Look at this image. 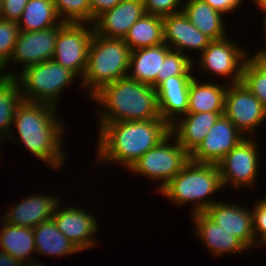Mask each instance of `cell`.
Segmentation results:
<instances>
[{"label":"cell","mask_w":266,"mask_h":266,"mask_svg":"<svg viewBox=\"0 0 266 266\" xmlns=\"http://www.w3.org/2000/svg\"><path fill=\"white\" fill-rule=\"evenodd\" d=\"M225 85L214 82L200 84L193 76L189 87L187 113L224 112L227 84Z\"/></svg>","instance_id":"23"},{"label":"cell","mask_w":266,"mask_h":266,"mask_svg":"<svg viewBox=\"0 0 266 266\" xmlns=\"http://www.w3.org/2000/svg\"><path fill=\"white\" fill-rule=\"evenodd\" d=\"M66 23L58 32L52 60L72 71L77 77L85 74L87 53L94 34L93 24Z\"/></svg>","instance_id":"8"},{"label":"cell","mask_w":266,"mask_h":266,"mask_svg":"<svg viewBox=\"0 0 266 266\" xmlns=\"http://www.w3.org/2000/svg\"><path fill=\"white\" fill-rule=\"evenodd\" d=\"M253 1L255 2V4H257L259 8H261L263 13H266V0H253Z\"/></svg>","instance_id":"40"},{"label":"cell","mask_w":266,"mask_h":266,"mask_svg":"<svg viewBox=\"0 0 266 266\" xmlns=\"http://www.w3.org/2000/svg\"><path fill=\"white\" fill-rule=\"evenodd\" d=\"M36 253L43 256H67L81 252L57 228L53 219L41 222L33 228Z\"/></svg>","instance_id":"26"},{"label":"cell","mask_w":266,"mask_h":266,"mask_svg":"<svg viewBox=\"0 0 266 266\" xmlns=\"http://www.w3.org/2000/svg\"><path fill=\"white\" fill-rule=\"evenodd\" d=\"M185 1L182 9L183 13L204 35L211 40H219L226 37L222 13L214 10L203 0Z\"/></svg>","instance_id":"24"},{"label":"cell","mask_w":266,"mask_h":266,"mask_svg":"<svg viewBox=\"0 0 266 266\" xmlns=\"http://www.w3.org/2000/svg\"><path fill=\"white\" fill-rule=\"evenodd\" d=\"M2 2H3V0H0V17H1V13H2Z\"/></svg>","instance_id":"44"},{"label":"cell","mask_w":266,"mask_h":266,"mask_svg":"<svg viewBox=\"0 0 266 266\" xmlns=\"http://www.w3.org/2000/svg\"><path fill=\"white\" fill-rule=\"evenodd\" d=\"M145 14L144 0H121L94 20V32L105 38L124 39L131 26Z\"/></svg>","instance_id":"16"},{"label":"cell","mask_w":266,"mask_h":266,"mask_svg":"<svg viewBox=\"0 0 266 266\" xmlns=\"http://www.w3.org/2000/svg\"><path fill=\"white\" fill-rule=\"evenodd\" d=\"M261 244L262 245H264V244L266 245V238L260 243V246H261Z\"/></svg>","instance_id":"45"},{"label":"cell","mask_w":266,"mask_h":266,"mask_svg":"<svg viewBox=\"0 0 266 266\" xmlns=\"http://www.w3.org/2000/svg\"><path fill=\"white\" fill-rule=\"evenodd\" d=\"M59 19L53 0H28L17 25L20 31H42L59 26Z\"/></svg>","instance_id":"28"},{"label":"cell","mask_w":266,"mask_h":266,"mask_svg":"<svg viewBox=\"0 0 266 266\" xmlns=\"http://www.w3.org/2000/svg\"><path fill=\"white\" fill-rule=\"evenodd\" d=\"M96 161L121 163L128 170L170 133L162 119L99 124Z\"/></svg>","instance_id":"2"},{"label":"cell","mask_w":266,"mask_h":266,"mask_svg":"<svg viewBox=\"0 0 266 266\" xmlns=\"http://www.w3.org/2000/svg\"><path fill=\"white\" fill-rule=\"evenodd\" d=\"M256 146L252 137H245L217 164L223 189L228 184L236 189L243 185L256 186L259 167V150Z\"/></svg>","instance_id":"9"},{"label":"cell","mask_w":266,"mask_h":266,"mask_svg":"<svg viewBox=\"0 0 266 266\" xmlns=\"http://www.w3.org/2000/svg\"><path fill=\"white\" fill-rule=\"evenodd\" d=\"M65 24L62 22L59 26L42 31H20L12 55L4 68L10 61L21 63L23 66L19 74L28 66L52 60L58 32Z\"/></svg>","instance_id":"12"},{"label":"cell","mask_w":266,"mask_h":266,"mask_svg":"<svg viewBox=\"0 0 266 266\" xmlns=\"http://www.w3.org/2000/svg\"><path fill=\"white\" fill-rule=\"evenodd\" d=\"M4 70H5L4 66L0 63V72H1L0 73V80H3V79H5L7 77V75L5 74V72H3Z\"/></svg>","instance_id":"43"},{"label":"cell","mask_w":266,"mask_h":266,"mask_svg":"<svg viewBox=\"0 0 266 266\" xmlns=\"http://www.w3.org/2000/svg\"><path fill=\"white\" fill-rule=\"evenodd\" d=\"M1 221L3 225L0 230L1 251L22 263L31 262L32 259L34 262V258H30L32 252L36 253L33 228L11 225L3 219Z\"/></svg>","instance_id":"25"},{"label":"cell","mask_w":266,"mask_h":266,"mask_svg":"<svg viewBox=\"0 0 266 266\" xmlns=\"http://www.w3.org/2000/svg\"><path fill=\"white\" fill-rule=\"evenodd\" d=\"M162 21L164 42L174 51L186 54L185 49H190L201 54L212 41L189 21L183 11L165 16Z\"/></svg>","instance_id":"17"},{"label":"cell","mask_w":266,"mask_h":266,"mask_svg":"<svg viewBox=\"0 0 266 266\" xmlns=\"http://www.w3.org/2000/svg\"><path fill=\"white\" fill-rule=\"evenodd\" d=\"M251 210L236 203L217 201L204 214L251 249V247L258 246L253 232V214Z\"/></svg>","instance_id":"15"},{"label":"cell","mask_w":266,"mask_h":266,"mask_svg":"<svg viewBox=\"0 0 266 266\" xmlns=\"http://www.w3.org/2000/svg\"><path fill=\"white\" fill-rule=\"evenodd\" d=\"M121 0H89L91 7V24L103 12L113 9Z\"/></svg>","instance_id":"37"},{"label":"cell","mask_w":266,"mask_h":266,"mask_svg":"<svg viewBox=\"0 0 266 266\" xmlns=\"http://www.w3.org/2000/svg\"><path fill=\"white\" fill-rule=\"evenodd\" d=\"M91 98L104 107L100 124L161 118L156 89L129 77L106 84Z\"/></svg>","instance_id":"3"},{"label":"cell","mask_w":266,"mask_h":266,"mask_svg":"<svg viewBox=\"0 0 266 266\" xmlns=\"http://www.w3.org/2000/svg\"><path fill=\"white\" fill-rule=\"evenodd\" d=\"M53 195L28 196L12 208L9 207L2 219L11 225L34 228L41 222L52 219L54 210L60 202L58 196Z\"/></svg>","instance_id":"19"},{"label":"cell","mask_w":266,"mask_h":266,"mask_svg":"<svg viewBox=\"0 0 266 266\" xmlns=\"http://www.w3.org/2000/svg\"><path fill=\"white\" fill-rule=\"evenodd\" d=\"M223 189L218 165L191 160L160 191L177 205L192 203V214L204 213L217 202L207 198ZM205 198V199H204ZM208 199V200H207ZM211 199V200H210Z\"/></svg>","instance_id":"4"},{"label":"cell","mask_w":266,"mask_h":266,"mask_svg":"<svg viewBox=\"0 0 266 266\" xmlns=\"http://www.w3.org/2000/svg\"><path fill=\"white\" fill-rule=\"evenodd\" d=\"M189 54L171 50L162 64V76H157V86L169 77L178 75H192L195 65Z\"/></svg>","instance_id":"32"},{"label":"cell","mask_w":266,"mask_h":266,"mask_svg":"<svg viewBox=\"0 0 266 266\" xmlns=\"http://www.w3.org/2000/svg\"><path fill=\"white\" fill-rule=\"evenodd\" d=\"M245 137L223 114L210 128L199 147L190 155V160L217 165Z\"/></svg>","instance_id":"14"},{"label":"cell","mask_w":266,"mask_h":266,"mask_svg":"<svg viewBox=\"0 0 266 266\" xmlns=\"http://www.w3.org/2000/svg\"><path fill=\"white\" fill-rule=\"evenodd\" d=\"M28 0H3L1 18L18 22Z\"/></svg>","instance_id":"36"},{"label":"cell","mask_w":266,"mask_h":266,"mask_svg":"<svg viewBox=\"0 0 266 266\" xmlns=\"http://www.w3.org/2000/svg\"><path fill=\"white\" fill-rule=\"evenodd\" d=\"M57 109L53 105L23 100L17 106L12 122L17 128L18 137L15 139L12 131L7 140L22 142L31 154L50 167L61 169L66 160L61 139L65 127L58 121Z\"/></svg>","instance_id":"1"},{"label":"cell","mask_w":266,"mask_h":266,"mask_svg":"<svg viewBox=\"0 0 266 266\" xmlns=\"http://www.w3.org/2000/svg\"><path fill=\"white\" fill-rule=\"evenodd\" d=\"M182 2H184V0H144V5L146 14H152L163 18L171 14L182 12Z\"/></svg>","instance_id":"34"},{"label":"cell","mask_w":266,"mask_h":266,"mask_svg":"<svg viewBox=\"0 0 266 266\" xmlns=\"http://www.w3.org/2000/svg\"><path fill=\"white\" fill-rule=\"evenodd\" d=\"M209 4L214 10L226 14H229L241 5L242 0H203Z\"/></svg>","instance_id":"38"},{"label":"cell","mask_w":266,"mask_h":266,"mask_svg":"<svg viewBox=\"0 0 266 266\" xmlns=\"http://www.w3.org/2000/svg\"><path fill=\"white\" fill-rule=\"evenodd\" d=\"M23 263L8 253L0 251V266H22Z\"/></svg>","instance_id":"39"},{"label":"cell","mask_w":266,"mask_h":266,"mask_svg":"<svg viewBox=\"0 0 266 266\" xmlns=\"http://www.w3.org/2000/svg\"><path fill=\"white\" fill-rule=\"evenodd\" d=\"M256 204L252 211L253 232L255 235L256 244L259 246L260 243L266 238V199L264 198L263 200H259Z\"/></svg>","instance_id":"35"},{"label":"cell","mask_w":266,"mask_h":266,"mask_svg":"<svg viewBox=\"0 0 266 266\" xmlns=\"http://www.w3.org/2000/svg\"><path fill=\"white\" fill-rule=\"evenodd\" d=\"M224 115L244 136L252 137L266 119V109L242 82H238L227 85Z\"/></svg>","instance_id":"10"},{"label":"cell","mask_w":266,"mask_h":266,"mask_svg":"<svg viewBox=\"0 0 266 266\" xmlns=\"http://www.w3.org/2000/svg\"><path fill=\"white\" fill-rule=\"evenodd\" d=\"M250 57L244 63L241 82L266 109V57L258 54Z\"/></svg>","instance_id":"30"},{"label":"cell","mask_w":266,"mask_h":266,"mask_svg":"<svg viewBox=\"0 0 266 266\" xmlns=\"http://www.w3.org/2000/svg\"><path fill=\"white\" fill-rule=\"evenodd\" d=\"M20 89L15 77L0 80V140L11 133L17 106L23 101Z\"/></svg>","instance_id":"29"},{"label":"cell","mask_w":266,"mask_h":266,"mask_svg":"<svg viewBox=\"0 0 266 266\" xmlns=\"http://www.w3.org/2000/svg\"><path fill=\"white\" fill-rule=\"evenodd\" d=\"M224 112L187 113L170 125V133L191 155Z\"/></svg>","instance_id":"20"},{"label":"cell","mask_w":266,"mask_h":266,"mask_svg":"<svg viewBox=\"0 0 266 266\" xmlns=\"http://www.w3.org/2000/svg\"><path fill=\"white\" fill-rule=\"evenodd\" d=\"M194 75H178L163 80L155 89L160 117L170 126L187 114L188 95Z\"/></svg>","instance_id":"18"},{"label":"cell","mask_w":266,"mask_h":266,"mask_svg":"<svg viewBox=\"0 0 266 266\" xmlns=\"http://www.w3.org/2000/svg\"><path fill=\"white\" fill-rule=\"evenodd\" d=\"M172 49L165 43L131 51L127 77L157 87V76H162V64ZM132 72H131V71Z\"/></svg>","instance_id":"21"},{"label":"cell","mask_w":266,"mask_h":266,"mask_svg":"<svg viewBox=\"0 0 266 266\" xmlns=\"http://www.w3.org/2000/svg\"><path fill=\"white\" fill-rule=\"evenodd\" d=\"M124 42L131 51L165 43L162 17L145 14L131 26Z\"/></svg>","instance_id":"27"},{"label":"cell","mask_w":266,"mask_h":266,"mask_svg":"<svg viewBox=\"0 0 266 266\" xmlns=\"http://www.w3.org/2000/svg\"><path fill=\"white\" fill-rule=\"evenodd\" d=\"M236 44L227 36L212 40L201 53L199 67L202 71H209L210 76L212 73L214 76L232 78L230 84L241 82L243 66L249 54Z\"/></svg>","instance_id":"11"},{"label":"cell","mask_w":266,"mask_h":266,"mask_svg":"<svg viewBox=\"0 0 266 266\" xmlns=\"http://www.w3.org/2000/svg\"><path fill=\"white\" fill-rule=\"evenodd\" d=\"M60 204V202L57 204L52 217L58 230L80 251L98 245L93 237L99 229L95 215L76 206H68L59 210Z\"/></svg>","instance_id":"13"},{"label":"cell","mask_w":266,"mask_h":266,"mask_svg":"<svg viewBox=\"0 0 266 266\" xmlns=\"http://www.w3.org/2000/svg\"><path fill=\"white\" fill-rule=\"evenodd\" d=\"M6 75L15 77L19 82L24 101L45 103L55 107L62 90L77 77L54 60L28 66L19 74L17 71H9Z\"/></svg>","instance_id":"6"},{"label":"cell","mask_w":266,"mask_h":266,"mask_svg":"<svg viewBox=\"0 0 266 266\" xmlns=\"http://www.w3.org/2000/svg\"><path fill=\"white\" fill-rule=\"evenodd\" d=\"M19 32L17 22L0 17V63L3 66L12 55Z\"/></svg>","instance_id":"33"},{"label":"cell","mask_w":266,"mask_h":266,"mask_svg":"<svg viewBox=\"0 0 266 266\" xmlns=\"http://www.w3.org/2000/svg\"><path fill=\"white\" fill-rule=\"evenodd\" d=\"M263 24H264V27H265V33H266V15L264 16V19H263ZM266 35V34H265ZM266 38V37H265ZM255 54H258V55H261V56H264L266 57V49H263V50H259L258 52H256Z\"/></svg>","instance_id":"41"},{"label":"cell","mask_w":266,"mask_h":266,"mask_svg":"<svg viewBox=\"0 0 266 266\" xmlns=\"http://www.w3.org/2000/svg\"><path fill=\"white\" fill-rule=\"evenodd\" d=\"M169 133L155 147L141 156L129 169L133 173L143 175L151 180L161 181L158 188L160 192L168 182L179 173L189 162L190 154Z\"/></svg>","instance_id":"7"},{"label":"cell","mask_w":266,"mask_h":266,"mask_svg":"<svg viewBox=\"0 0 266 266\" xmlns=\"http://www.w3.org/2000/svg\"><path fill=\"white\" fill-rule=\"evenodd\" d=\"M35 263H36V264H35ZM22 266H45V265L40 264V262H35V261H34V263H33V261H31V262H26V263H24Z\"/></svg>","instance_id":"42"},{"label":"cell","mask_w":266,"mask_h":266,"mask_svg":"<svg viewBox=\"0 0 266 266\" xmlns=\"http://www.w3.org/2000/svg\"><path fill=\"white\" fill-rule=\"evenodd\" d=\"M191 217L194 219L192 222L195 223L197 231L195 234L215 257L228 253L240 254L248 249L237 237L215 224L204 213H195Z\"/></svg>","instance_id":"22"},{"label":"cell","mask_w":266,"mask_h":266,"mask_svg":"<svg viewBox=\"0 0 266 266\" xmlns=\"http://www.w3.org/2000/svg\"><path fill=\"white\" fill-rule=\"evenodd\" d=\"M131 50L124 39L92 36L88 53L82 87L92 97L106 84L127 77ZM88 86V87H87ZM90 87V88H89Z\"/></svg>","instance_id":"5"},{"label":"cell","mask_w":266,"mask_h":266,"mask_svg":"<svg viewBox=\"0 0 266 266\" xmlns=\"http://www.w3.org/2000/svg\"><path fill=\"white\" fill-rule=\"evenodd\" d=\"M59 19L65 23L91 24L89 0H53Z\"/></svg>","instance_id":"31"}]
</instances>
